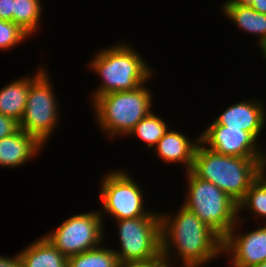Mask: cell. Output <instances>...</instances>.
Instances as JSON below:
<instances>
[{"mask_svg":"<svg viewBox=\"0 0 266 267\" xmlns=\"http://www.w3.org/2000/svg\"><path fill=\"white\" fill-rule=\"evenodd\" d=\"M160 217L162 259L166 265L172 244L183 263L181 267H202L223 253V238L184 206L173 218L168 214Z\"/></svg>","mask_w":266,"mask_h":267,"instance_id":"obj_1","label":"cell"},{"mask_svg":"<svg viewBox=\"0 0 266 267\" xmlns=\"http://www.w3.org/2000/svg\"><path fill=\"white\" fill-rule=\"evenodd\" d=\"M264 170L266 158L222 155L200 142L190 171L196 177L215 184L238 204Z\"/></svg>","mask_w":266,"mask_h":267,"instance_id":"obj_2","label":"cell"},{"mask_svg":"<svg viewBox=\"0 0 266 267\" xmlns=\"http://www.w3.org/2000/svg\"><path fill=\"white\" fill-rule=\"evenodd\" d=\"M90 64L89 67L103 82L93 94L92 101L111 92L135 90L152 75L141 55L124 43L108 49L102 48Z\"/></svg>","mask_w":266,"mask_h":267,"instance_id":"obj_3","label":"cell"},{"mask_svg":"<svg viewBox=\"0 0 266 267\" xmlns=\"http://www.w3.org/2000/svg\"><path fill=\"white\" fill-rule=\"evenodd\" d=\"M187 176L189 192L182 206L224 238L241 222L238 204L212 182L196 177L190 170Z\"/></svg>","mask_w":266,"mask_h":267,"instance_id":"obj_4","label":"cell"},{"mask_svg":"<svg viewBox=\"0 0 266 267\" xmlns=\"http://www.w3.org/2000/svg\"><path fill=\"white\" fill-rule=\"evenodd\" d=\"M152 96L143 85L132 91H117L98 96L94 111L98 124L110 137L129 134L151 112Z\"/></svg>","mask_w":266,"mask_h":267,"instance_id":"obj_5","label":"cell"},{"mask_svg":"<svg viewBox=\"0 0 266 267\" xmlns=\"http://www.w3.org/2000/svg\"><path fill=\"white\" fill-rule=\"evenodd\" d=\"M116 222L121 250L114 251L119 262L163 260L160 216L119 219Z\"/></svg>","mask_w":266,"mask_h":267,"instance_id":"obj_6","label":"cell"},{"mask_svg":"<svg viewBox=\"0 0 266 267\" xmlns=\"http://www.w3.org/2000/svg\"><path fill=\"white\" fill-rule=\"evenodd\" d=\"M44 70L30 85L26 108L19 127L45 144L58 122L56 98Z\"/></svg>","mask_w":266,"mask_h":267,"instance_id":"obj_7","label":"cell"},{"mask_svg":"<svg viewBox=\"0 0 266 267\" xmlns=\"http://www.w3.org/2000/svg\"><path fill=\"white\" fill-rule=\"evenodd\" d=\"M102 217L98 211L74 215L44 236L68 258L102 245Z\"/></svg>","mask_w":266,"mask_h":267,"instance_id":"obj_8","label":"cell"},{"mask_svg":"<svg viewBox=\"0 0 266 267\" xmlns=\"http://www.w3.org/2000/svg\"><path fill=\"white\" fill-rule=\"evenodd\" d=\"M100 191L104 211L116 220L161 215L144 209L142 189L124 171L107 174L101 183Z\"/></svg>","mask_w":266,"mask_h":267,"instance_id":"obj_9","label":"cell"},{"mask_svg":"<svg viewBox=\"0 0 266 267\" xmlns=\"http://www.w3.org/2000/svg\"><path fill=\"white\" fill-rule=\"evenodd\" d=\"M257 139L248 131L210 124L200 135V142L222 155L243 158H266L255 142Z\"/></svg>","mask_w":266,"mask_h":267,"instance_id":"obj_10","label":"cell"},{"mask_svg":"<svg viewBox=\"0 0 266 267\" xmlns=\"http://www.w3.org/2000/svg\"><path fill=\"white\" fill-rule=\"evenodd\" d=\"M235 230L223 238V254H232V266L251 267L266 261V225L242 235Z\"/></svg>","mask_w":266,"mask_h":267,"instance_id":"obj_11","label":"cell"},{"mask_svg":"<svg viewBox=\"0 0 266 267\" xmlns=\"http://www.w3.org/2000/svg\"><path fill=\"white\" fill-rule=\"evenodd\" d=\"M264 111L262 102L245 100L229 106L211 124L248 131L258 140L266 123Z\"/></svg>","mask_w":266,"mask_h":267,"instance_id":"obj_12","label":"cell"},{"mask_svg":"<svg viewBox=\"0 0 266 267\" xmlns=\"http://www.w3.org/2000/svg\"><path fill=\"white\" fill-rule=\"evenodd\" d=\"M42 146L34 136L19 129L0 139V167H19L36 156Z\"/></svg>","mask_w":266,"mask_h":267,"instance_id":"obj_13","label":"cell"},{"mask_svg":"<svg viewBox=\"0 0 266 267\" xmlns=\"http://www.w3.org/2000/svg\"><path fill=\"white\" fill-rule=\"evenodd\" d=\"M199 143L200 135L198 139L192 142L181 132L168 130L158 141L155 151L166 163L180 162L182 165H185L186 171H189L191 170L195 151Z\"/></svg>","mask_w":266,"mask_h":267,"instance_id":"obj_14","label":"cell"},{"mask_svg":"<svg viewBox=\"0 0 266 267\" xmlns=\"http://www.w3.org/2000/svg\"><path fill=\"white\" fill-rule=\"evenodd\" d=\"M43 71L40 68L34 77H22V79L13 81L0 90V114L20 122L25 112L29 87Z\"/></svg>","mask_w":266,"mask_h":267,"instance_id":"obj_15","label":"cell"},{"mask_svg":"<svg viewBox=\"0 0 266 267\" xmlns=\"http://www.w3.org/2000/svg\"><path fill=\"white\" fill-rule=\"evenodd\" d=\"M23 267H68L65 257L43 236L19 252Z\"/></svg>","mask_w":266,"mask_h":267,"instance_id":"obj_16","label":"cell"},{"mask_svg":"<svg viewBox=\"0 0 266 267\" xmlns=\"http://www.w3.org/2000/svg\"><path fill=\"white\" fill-rule=\"evenodd\" d=\"M223 13L244 32L260 36L258 42L266 38V14L257 12L250 6L223 4Z\"/></svg>","mask_w":266,"mask_h":267,"instance_id":"obj_17","label":"cell"},{"mask_svg":"<svg viewBox=\"0 0 266 267\" xmlns=\"http://www.w3.org/2000/svg\"><path fill=\"white\" fill-rule=\"evenodd\" d=\"M41 6L40 0H13V22L29 36L40 26Z\"/></svg>","mask_w":266,"mask_h":267,"instance_id":"obj_18","label":"cell"},{"mask_svg":"<svg viewBox=\"0 0 266 267\" xmlns=\"http://www.w3.org/2000/svg\"><path fill=\"white\" fill-rule=\"evenodd\" d=\"M114 250L97 247L68 257V267H118Z\"/></svg>","mask_w":266,"mask_h":267,"instance_id":"obj_19","label":"cell"},{"mask_svg":"<svg viewBox=\"0 0 266 267\" xmlns=\"http://www.w3.org/2000/svg\"><path fill=\"white\" fill-rule=\"evenodd\" d=\"M168 130L165 121L156 114L150 112L135 125L129 135H136L147 143L148 148H153Z\"/></svg>","mask_w":266,"mask_h":267,"instance_id":"obj_20","label":"cell"},{"mask_svg":"<svg viewBox=\"0 0 266 267\" xmlns=\"http://www.w3.org/2000/svg\"><path fill=\"white\" fill-rule=\"evenodd\" d=\"M266 170L250 185L244 198L238 203V213L244 207L256 216L266 217Z\"/></svg>","mask_w":266,"mask_h":267,"instance_id":"obj_21","label":"cell"},{"mask_svg":"<svg viewBox=\"0 0 266 267\" xmlns=\"http://www.w3.org/2000/svg\"><path fill=\"white\" fill-rule=\"evenodd\" d=\"M29 35L16 23L0 19V49H9L25 40Z\"/></svg>","mask_w":266,"mask_h":267,"instance_id":"obj_22","label":"cell"},{"mask_svg":"<svg viewBox=\"0 0 266 267\" xmlns=\"http://www.w3.org/2000/svg\"><path fill=\"white\" fill-rule=\"evenodd\" d=\"M19 129V122L17 120L0 114V139L10 136Z\"/></svg>","mask_w":266,"mask_h":267,"instance_id":"obj_23","label":"cell"},{"mask_svg":"<svg viewBox=\"0 0 266 267\" xmlns=\"http://www.w3.org/2000/svg\"><path fill=\"white\" fill-rule=\"evenodd\" d=\"M163 260L126 261L119 262L118 267H164Z\"/></svg>","mask_w":266,"mask_h":267,"instance_id":"obj_24","label":"cell"},{"mask_svg":"<svg viewBox=\"0 0 266 267\" xmlns=\"http://www.w3.org/2000/svg\"><path fill=\"white\" fill-rule=\"evenodd\" d=\"M0 19L13 22V0H0Z\"/></svg>","mask_w":266,"mask_h":267,"instance_id":"obj_25","label":"cell"},{"mask_svg":"<svg viewBox=\"0 0 266 267\" xmlns=\"http://www.w3.org/2000/svg\"><path fill=\"white\" fill-rule=\"evenodd\" d=\"M0 267H23V263L19 254L12 258L0 256Z\"/></svg>","mask_w":266,"mask_h":267,"instance_id":"obj_26","label":"cell"},{"mask_svg":"<svg viewBox=\"0 0 266 267\" xmlns=\"http://www.w3.org/2000/svg\"><path fill=\"white\" fill-rule=\"evenodd\" d=\"M250 7H252L257 12L266 14V0H253Z\"/></svg>","mask_w":266,"mask_h":267,"instance_id":"obj_27","label":"cell"},{"mask_svg":"<svg viewBox=\"0 0 266 267\" xmlns=\"http://www.w3.org/2000/svg\"><path fill=\"white\" fill-rule=\"evenodd\" d=\"M253 0H227L224 4L250 6Z\"/></svg>","mask_w":266,"mask_h":267,"instance_id":"obj_28","label":"cell"},{"mask_svg":"<svg viewBox=\"0 0 266 267\" xmlns=\"http://www.w3.org/2000/svg\"><path fill=\"white\" fill-rule=\"evenodd\" d=\"M261 47V52L263 54V56L266 58V38L263 39L261 42H259L258 44Z\"/></svg>","mask_w":266,"mask_h":267,"instance_id":"obj_29","label":"cell"},{"mask_svg":"<svg viewBox=\"0 0 266 267\" xmlns=\"http://www.w3.org/2000/svg\"><path fill=\"white\" fill-rule=\"evenodd\" d=\"M251 267H266V261L260 263V264H257V265H253Z\"/></svg>","mask_w":266,"mask_h":267,"instance_id":"obj_30","label":"cell"}]
</instances>
